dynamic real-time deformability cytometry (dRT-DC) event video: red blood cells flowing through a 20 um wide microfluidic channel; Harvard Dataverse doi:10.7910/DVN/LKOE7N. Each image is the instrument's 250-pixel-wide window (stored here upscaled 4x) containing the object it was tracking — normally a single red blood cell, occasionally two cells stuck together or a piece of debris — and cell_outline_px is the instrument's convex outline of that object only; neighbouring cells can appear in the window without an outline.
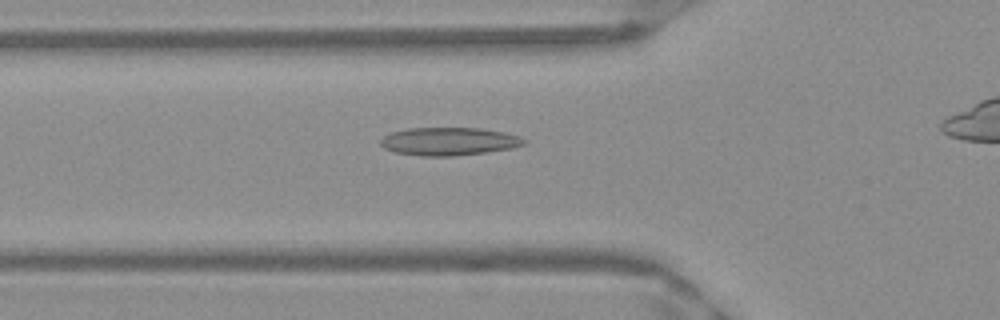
{"species": "Egyptian fruit bat (a non-hibernating species)", "species_latin": "Rousettus aegyptiacus", "temperature_condition": "warm", "stored_images_in_passage": 42, "camera_frame_rate_fps": 3000, "um_per_image_px": 0.085, "frame": {"image": 1, "passage_image": 15, "time_ms": 4.667, "image_size_px": [1000, 320], "cell_outline_px": [[528, 140], [524, 144], [512, 148], [488, 152], [452, 156], [420, 156], [396, 152], [384, 148], [380, 144], [380, 140], [384, 136], [392, 132], [408, 128], [480, 128], [504, 132], [520, 136]], "centroid_in_image_um": [38.18, 12.02], "position_along_channel_um": 87.6, "area_um2": 23.47}}
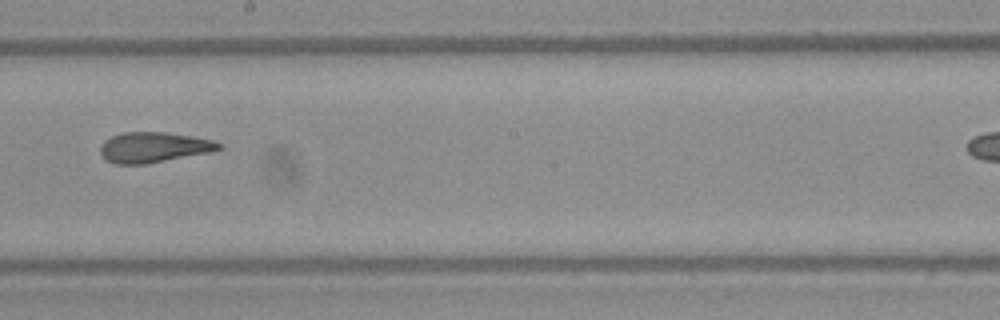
{"frame": {"image": 2, "passage_image": 26, "time_ms": 8.333, "image_size_px": [1000, 320], "cell_outline_px": [[224, 148], [212, 152], [148, 164], [112, 164], [104, 160], [100, 156], [100, 148], [104, 140], [112, 136], [124, 132], [164, 132], [192, 136], [212, 140], [220, 144]], "centroid_in_image_um": [13.04, 12.54], "position_along_channel_um": 235.2, "area_um2": 21.27}}
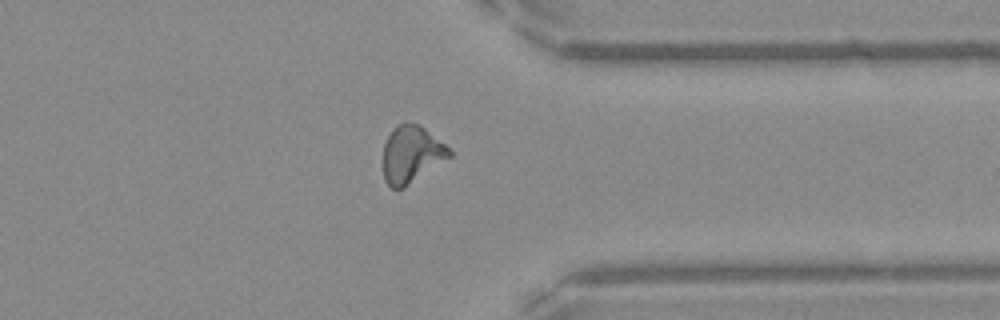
{"frame": {"image": 3, "passage_image": 37, "time_ms": 12.0, "image_size_px": [1000, 320], "cell_outline_px": [[452, 156], [404, 188], [392, 188], [384, 180], [384, 144], [392, 128], [396, 124], [408, 120], [420, 124], [444, 144], [452, 152]], "centroid_in_image_um": [34.97, 13.08], "position_along_channel_um": 376.4, "area_um2": 22.14}, "authors_computed_cell_mechanics": {"area_um2": 21.7906, "velocity_mm_per_s": 3.9976, "shape_relaxation_time_tau1_ms": null, "shape_relaxation_time_tau2_ms": 2.0135, "deformation_change_tau1": null, "deformation_change_tau2": 0.1055}}